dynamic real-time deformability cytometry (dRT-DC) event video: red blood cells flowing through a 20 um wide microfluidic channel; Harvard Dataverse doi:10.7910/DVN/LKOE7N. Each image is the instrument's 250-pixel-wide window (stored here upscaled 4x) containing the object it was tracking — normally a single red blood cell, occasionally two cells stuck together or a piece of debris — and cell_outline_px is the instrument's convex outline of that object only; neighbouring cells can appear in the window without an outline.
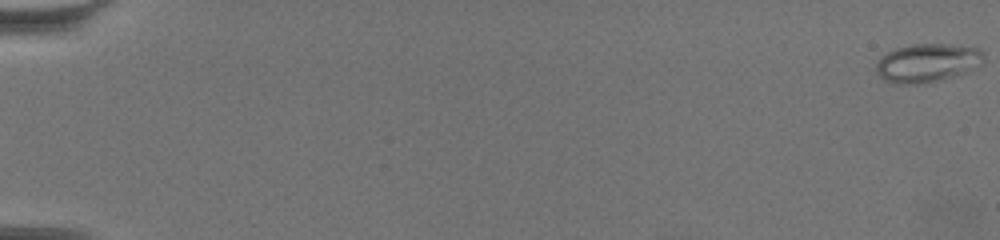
{"species": "common noctule bat (a hibernating species)", "species_latin": "Nyctalus noctula", "temperature_condition": "warm", "stored_images_in_passage": 65, "camera_frame_rate_fps": 3000, "um_per_image_px": 0.085, "animal": {"sex": "female", "body_mass_g": 19.5, "forearm_length_mm": 54.1}, "frame": {"image": 1, "passage_image": 1, "time_ms": 0.0, "image_size_px": [1000, 240], "cell_outline_px": [[984, 56], [980, 64], [968, 72], [920, 84], [892, 84], [884, 80], [876, 72], [876, 64], [880, 56], [896, 48], [908, 44], [948, 44], [980, 48], [984, 52]], "centroid_in_image_um": [78.79, 5.34], "position_along_channel_um": 6.2, "area_um2": 24.28}}
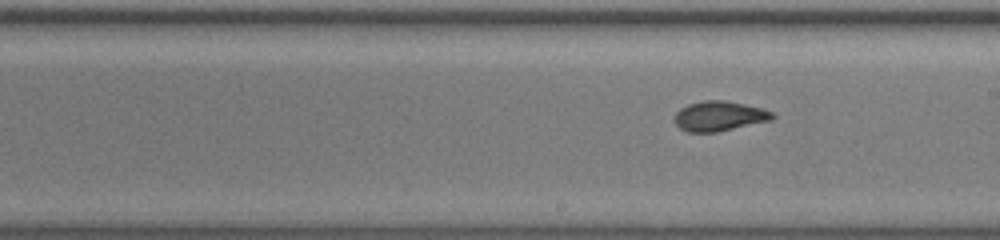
{"frame": {"image": 2, "passage_image": 39, "time_ms": 12.667, "image_size_px": [1000, 240], "cell_outline_px": [[776, 116], [772, 120], [716, 132], [684, 132], [672, 120], [676, 112], [680, 108], [688, 104], [704, 100], [728, 100], [760, 108], [772, 112]], "centroid_in_image_um": [61.1, 9.87], "position_along_channel_um": 227.9, "area_um2": 17.17}}
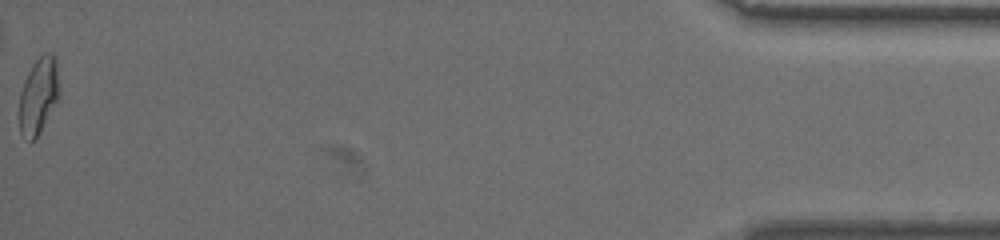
{"frame": {"image": 3, "passage_image": 65, "time_ms": 21.333, "image_size_px": [1000, 240], "cell_outline_px": [[56, 100], [36, 136], [32, 140], [28, 140], [20, 132], [20, 92], [24, 80], [32, 64], [44, 52], [52, 52], [56, 56]], "centroid_in_image_um": [3.22, 8.05], "position_along_channel_um": 432.0, "area_um2": 16.7}, "authors_computed_cell_mechanics": {"area_um2": 17.34, "velocity_mm_per_s": 3.3727, "shape_relaxation_time_tau1_ms": null, "shape_relaxation_time_tau2_ms": 1.2806, "deformation_change_tau1": null, "deformation_change_tau2": 0.0738}}